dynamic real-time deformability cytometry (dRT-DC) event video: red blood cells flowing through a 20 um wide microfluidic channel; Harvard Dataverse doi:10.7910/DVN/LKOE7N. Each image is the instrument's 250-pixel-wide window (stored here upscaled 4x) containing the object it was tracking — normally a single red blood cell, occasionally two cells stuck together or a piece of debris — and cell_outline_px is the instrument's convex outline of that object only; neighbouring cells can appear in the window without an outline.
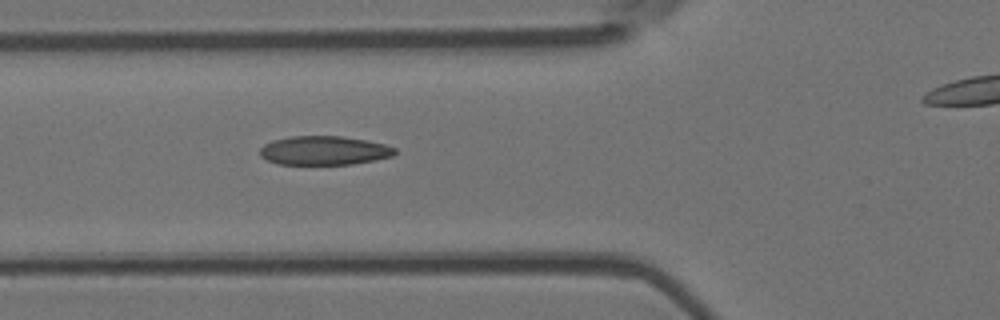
{"species": "Egyptian fruit bat (a non-hibernating species)", "species_latin": "Rousettus aegyptiacus", "temperature_condition": "room temperature", "stored_images_in_passage": 6, "segment_of_instrument_passage": [1, 2], "camera_frame_rate_fps": 3000, "um_per_image_px": 0.085, "animal": {"sex": "female"}, "frame": {"image": 1, "passage_image": 5, "time_ms": 1.333, "image_size_px": [1000, 320], "cell_outline_px": [[396, 152], [392, 156], [376, 160], [352, 164], [276, 164], [260, 156], [260, 148], [264, 144], [272, 140], [292, 136], [340, 136], [364, 140], [384, 144], [396, 148]], "centroid_in_image_um": [27.53, 12.79], "position_along_channel_um": 98.3, "area_um2": 22.72}}